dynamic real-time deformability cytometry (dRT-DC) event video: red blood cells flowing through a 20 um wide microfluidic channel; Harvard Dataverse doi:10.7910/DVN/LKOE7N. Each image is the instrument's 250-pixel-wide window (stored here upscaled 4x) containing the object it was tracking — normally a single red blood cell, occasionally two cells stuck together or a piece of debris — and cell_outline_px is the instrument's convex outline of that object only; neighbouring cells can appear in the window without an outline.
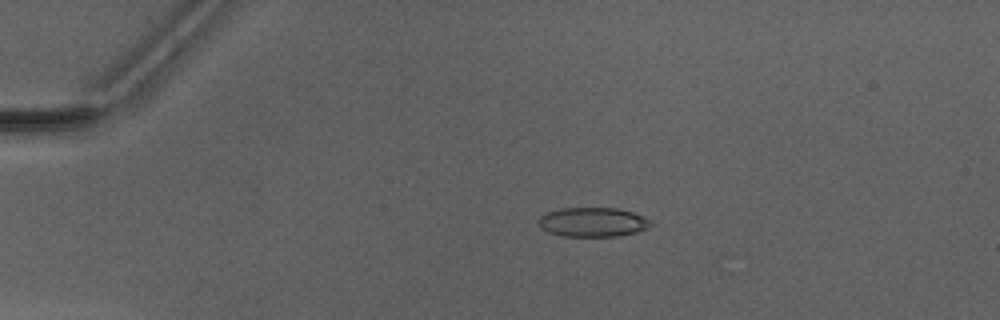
{"species": "Egyptian fruit bat (a non-hibernating species)", "species_latin": "Rousettus aegyptiacus", "temperature_condition": "warm", "stored_images_in_passage": 41, "camera_frame_rate_fps": 3000, "um_per_image_px": 0.085, "animal": {"sex": "male"}, "frame": {"image": 1, "passage_image": 1, "time_ms": 0.0, "image_size_px": [1000, 320], "cell_outline_px": [[656, 224], [648, 228], [636, 232], [616, 236], [564, 236], [548, 232], [540, 228], [536, 220], [540, 216], [548, 212], [560, 208], [616, 208], [632, 212], [644, 216], [652, 220]], "centroid_in_image_um": [50.4, 18.88], "position_along_channel_um": 34.6, "area_um2": 19.42}}
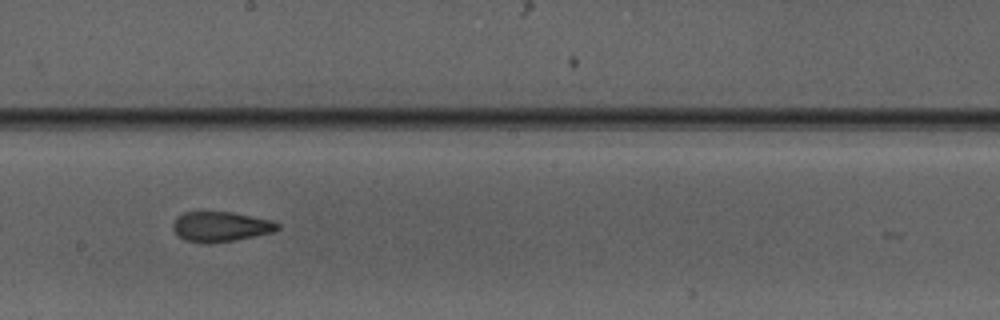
{"frame": {"image": 2, "passage_image": 19, "time_ms": 6.0, "image_size_px": [1000, 320], "cell_outline_px": [[280, 228], [272, 232], [236, 240], [184, 240], [172, 228], [172, 224], [176, 216], [184, 212], [232, 212], [272, 220], [280, 224]], "centroid_in_image_um": [18.79, 19.21], "position_along_channel_um": 229.4, "area_um2": 17.63}}
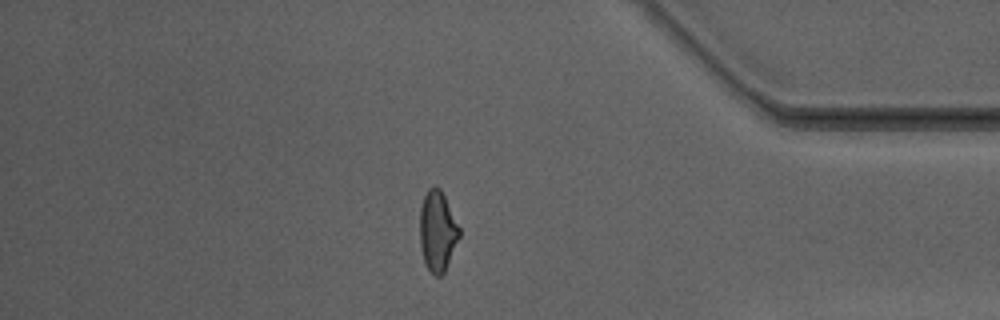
{"frame": {"image": 3, "passage_image": 33, "time_ms": 10.667, "image_size_px": [1000, 320], "cell_outline_px": [[460, 236], [444, 272], [440, 276], [436, 276], [428, 268], [424, 260], [420, 244], [420, 208], [424, 196], [428, 188], [436, 184], [440, 188], [460, 228]], "centroid_in_image_um": [37.18, 19.61], "position_along_channel_um": 398.0, "area_um2": 18.32}, "authors_computed_cell_mechanics": {"area_um2": 18.7272, "velocity_mm_per_s": 4.1872, "shape_relaxation_time_tau1_ms": null, "shape_relaxation_time_tau2_ms": 1.7559, "deformation_change_tau1": null, "deformation_change_tau2": 0.0845}}